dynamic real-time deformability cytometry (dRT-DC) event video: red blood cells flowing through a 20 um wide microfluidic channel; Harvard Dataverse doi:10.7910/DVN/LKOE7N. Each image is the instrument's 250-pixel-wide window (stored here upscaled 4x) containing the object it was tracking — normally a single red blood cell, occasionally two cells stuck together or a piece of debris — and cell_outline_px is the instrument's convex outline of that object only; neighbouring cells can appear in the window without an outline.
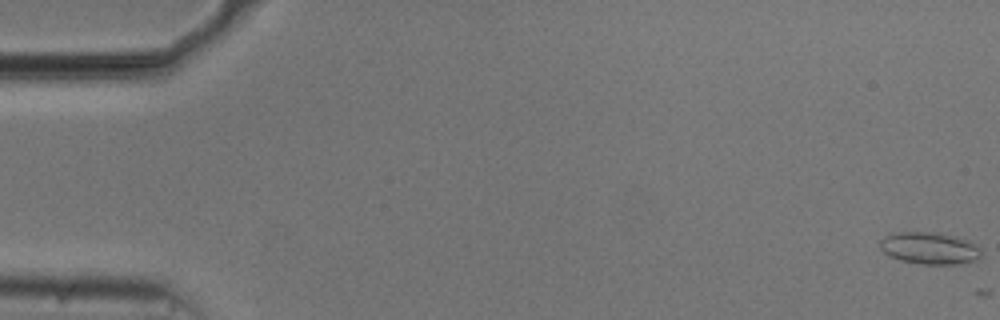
{"species": "common noctule bat (a hibernating species)", "species_latin": "Nyctalus noctula", "temperature_condition": "cold", "stored_images_in_passage": 2, "camera_frame_rate_fps": 3000, "um_per_image_px": 0.085, "animal": {"sex": "male", "body_mass_g": 20.5, "forearm_length_mm": 52.5}, "frame": {"image": 1, "passage_image": 1, "time_ms": 0.0, "image_size_px": [1000, 320], "cell_outline_px": [[984, 252], [980, 260], [960, 264], [924, 264], [900, 260], [884, 252], [880, 248], [880, 240], [888, 232], [936, 232], [956, 236], [968, 240], [976, 244]], "centroid_in_image_um": [79.07, 21.09], "position_along_channel_um": 5.9, "area_um2": 19.31}}